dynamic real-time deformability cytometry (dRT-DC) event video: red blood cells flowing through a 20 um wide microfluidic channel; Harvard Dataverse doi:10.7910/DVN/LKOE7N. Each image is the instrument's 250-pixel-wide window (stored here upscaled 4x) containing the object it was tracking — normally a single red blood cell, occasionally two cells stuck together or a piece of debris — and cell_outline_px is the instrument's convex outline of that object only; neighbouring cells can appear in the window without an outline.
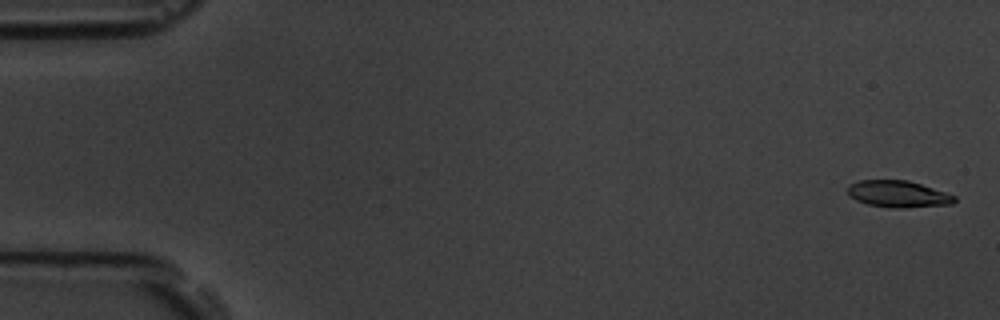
{"species": "common noctule bat (a hibernating species)", "species_latin": "Nyctalus noctula", "temperature_condition": "room temperature", "stored_images_in_passage": 17, "camera_frame_rate_fps": 3000, "um_per_image_px": 0.085, "animal": {"sex": "male", "body_mass_g": 19.5, "forearm_length_mm": 54.6}, "frame": {"image": 1, "passage_image": 1, "time_ms": 0.0, "image_size_px": [1000, 320], "cell_outline_px": [[956, 200], [952, 204], [904, 208], [892, 208], [868, 204], [856, 200], [848, 196], [848, 184], [860, 180], [908, 180], [956, 196]], "centroid_in_image_um": [76.31, 16.49], "position_along_channel_um": 8.7, "area_um2": 16.59}}
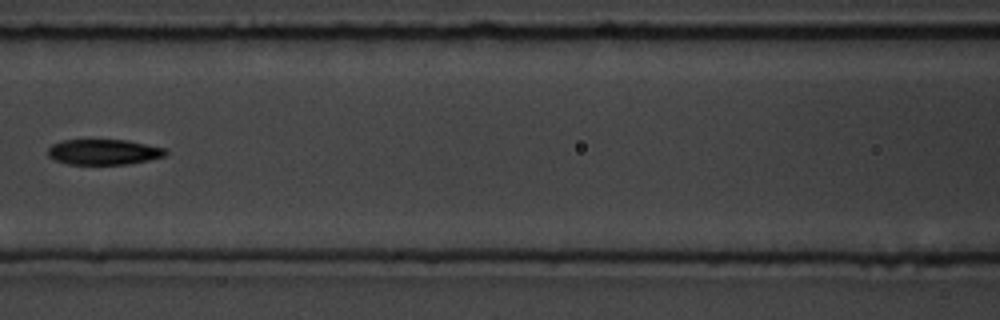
{"frame": {"image": 2, "passage_image": 8, "time_ms": 8.0, "image_size_px": [1000, 320], "cell_outline_px": [[168, 152], [164, 156], [148, 160], [128, 164], [68, 164], [56, 160], [48, 156], [48, 148], [52, 144], [64, 140], [128, 140], [168, 148]], "centroid_in_image_um": [8.85, 12.91], "position_along_channel_um": 157.7, "area_um2": 17.51}}
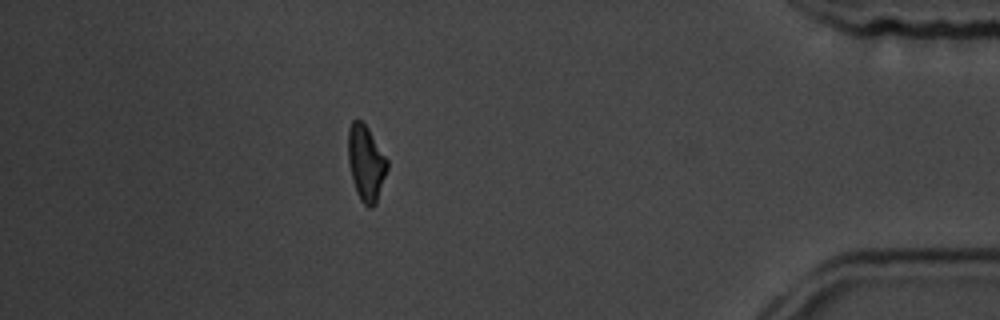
{"frame": {"image": 3, "passage_image": 15, "time_ms": 16.0, "image_size_px": [1000, 320], "cell_outline_px": [[388, 168], [376, 204], [372, 208], [368, 208], [360, 200], [356, 192], [352, 180], [348, 164], [348, 128], [352, 120], [360, 120], [368, 128], [388, 160]], "centroid_in_image_um": [31.1, 13.88], "position_along_channel_um": 404.1, "area_um2": 17.4}, "authors_computed_cell_mechanics": {"area_um2": 17.3978, "velocity_mm_per_s": 3.6476, "shape_relaxation_time_tau1_ms": 1.9617, "shape_relaxation_time_tau2_ms": null, "deformation_change_tau1": 0.0885, "deformation_change_tau2": null}}